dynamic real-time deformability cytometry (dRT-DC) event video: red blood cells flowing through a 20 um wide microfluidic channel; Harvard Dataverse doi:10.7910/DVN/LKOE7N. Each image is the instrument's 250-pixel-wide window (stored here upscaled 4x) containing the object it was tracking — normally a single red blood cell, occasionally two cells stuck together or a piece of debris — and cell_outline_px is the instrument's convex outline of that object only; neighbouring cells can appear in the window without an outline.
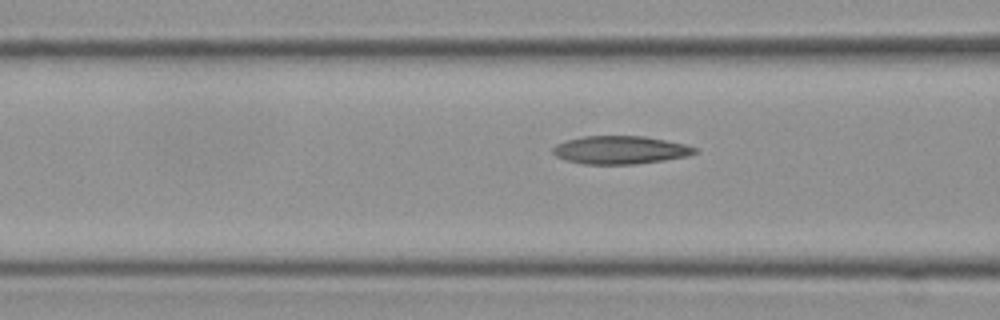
{"species": "Egyptian fruit bat (a non-hibernating species)", "species_latin": "Rousettus aegyptiacus", "temperature_condition": "cold", "stored_images_in_passage": 13, "camera_frame_rate_fps": 3000, "um_per_image_px": 0.085, "frame": {"image": 1, "passage_image": 10, "time_ms": 3.0, "image_size_px": [1000, 320], "cell_outline_px": [[700, 152], [688, 156], [664, 160], [636, 164], [584, 164], [564, 160], [556, 156], [552, 152], [552, 148], [556, 144], [568, 140], [584, 136], [644, 136], [684, 144], [696, 148]], "centroid_in_image_um": [52.72, 12.75], "position_along_channel_um": 113.9, "area_um2": 23.24}}